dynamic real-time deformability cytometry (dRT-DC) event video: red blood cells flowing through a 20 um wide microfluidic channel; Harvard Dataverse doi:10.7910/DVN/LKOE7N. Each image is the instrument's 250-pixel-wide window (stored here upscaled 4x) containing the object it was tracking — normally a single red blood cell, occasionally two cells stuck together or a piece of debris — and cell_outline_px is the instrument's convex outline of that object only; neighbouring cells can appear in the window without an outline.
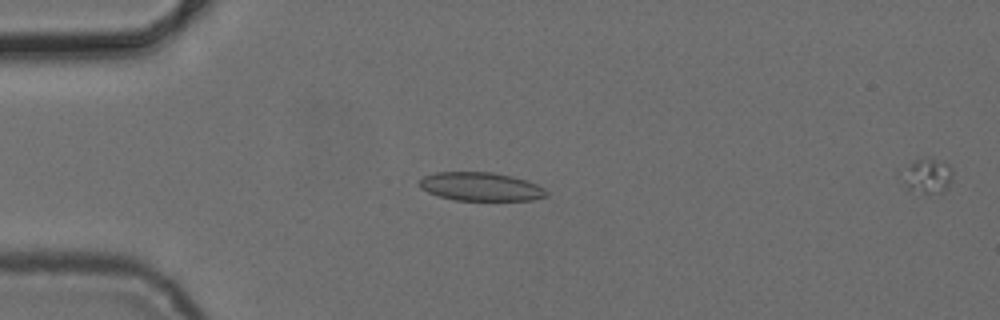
{"species": "common noctule bat (a hibernating species)", "species_latin": "Nyctalus noctula", "temperature_condition": "cold", "stored_images_in_passage": 4, "camera_frame_rate_fps": 3000, "um_per_image_px": 0.085, "animal": {"sex": "female", "body_mass_g": 24.6, "forearm_length_mm": 56.2}, "frame": {"image": 1, "passage_image": 3, "time_ms": 2.333, "image_size_px": [1000, 320], "cell_outline_px": [[548, 196], [532, 200], [456, 200], [440, 196], [428, 192], [420, 188], [420, 180], [424, 176], [436, 172], [492, 172], [512, 176], [528, 180], [544, 188], [548, 192]], "centroid_in_image_um": [40.9, 15.86], "position_along_channel_um": 44.1, "area_um2": 21.1}}